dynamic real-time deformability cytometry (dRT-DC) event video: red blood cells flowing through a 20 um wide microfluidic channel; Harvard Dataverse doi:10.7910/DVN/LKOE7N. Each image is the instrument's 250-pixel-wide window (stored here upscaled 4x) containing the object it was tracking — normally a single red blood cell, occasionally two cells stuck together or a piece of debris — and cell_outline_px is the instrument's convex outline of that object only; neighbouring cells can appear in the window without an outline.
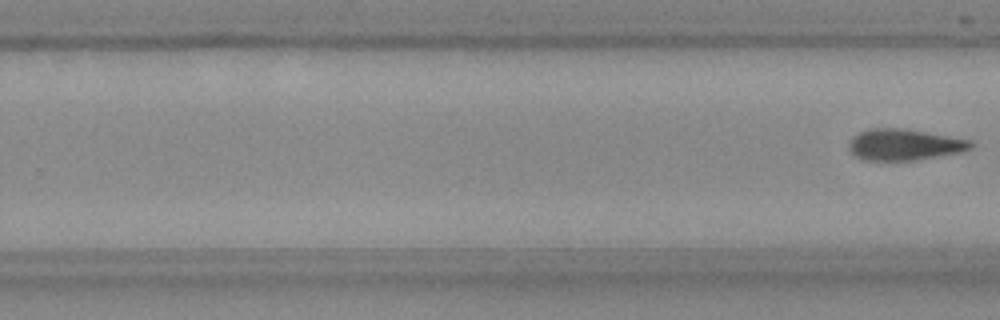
{"species": "Egyptian fruit bat (a non-hibernating species)", "species_latin": "Rousettus aegyptiacus", "temperature_condition": "room temperature", "stored_images_in_passage": 10, "segment_of_instrument_passage": [2, 2], "camera_frame_rate_fps": 3000, "um_per_image_px": 0.085, "frame": {"image": 1, "passage_image": 10, "time_ms": 3.0, "image_size_px": [1000, 320], "cell_outline_px": [[972, 148], [960, 152], [916, 160], [864, 160], [856, 156], [848, 148], [848, 144], [852, 136], [868, 128], [896, 128], [924, 132], [972, 140]], "centroid_in_image_um": [76.83, 12.3], "position_along_channel_um": 253.0, "area_um2": 21.96}}